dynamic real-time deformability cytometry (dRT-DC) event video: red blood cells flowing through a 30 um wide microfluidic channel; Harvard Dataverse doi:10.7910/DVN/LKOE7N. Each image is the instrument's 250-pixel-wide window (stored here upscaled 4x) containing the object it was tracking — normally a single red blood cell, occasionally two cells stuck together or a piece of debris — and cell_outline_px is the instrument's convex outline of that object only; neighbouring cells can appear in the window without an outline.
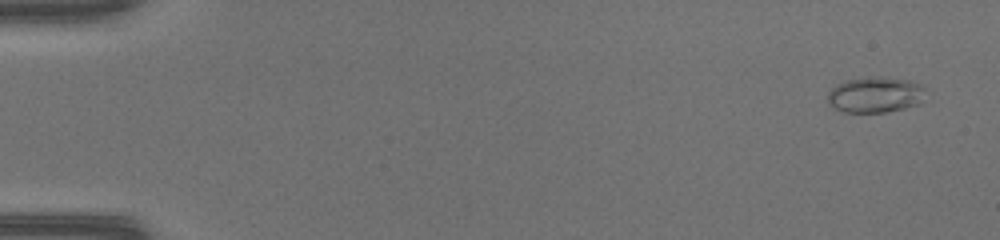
{"species": "common noctule bat (a hibernating species)", "species_latin": "Nyctalus noctula", "temperature_condition": "warm", "stored_images_in_passage": 50, "camera_frame_rate_fps": 3000, "um_per_image_px": 0.085, "animal": {"sex": "female", "body_mass_g": 17.0, "forearm_length_mm": 48.0}, "frame": {"image": 1, "passage_image": 2, "time_ms": 0.333, "image_size_px": [1000, 240], "cell_outline_px": [[924, 88], [920, 104], [904, 108], [884, 112], [844, 112], [832, 108], [828, 104], [828, 92], [836, 84], [848, 80], [868, 76], [880, 76], [908, 80], [920, 84]], "centroid_in_image_um": [74.35, 8.05], "position_along_channel_um": 10.6, "area_um2": 20.46}}
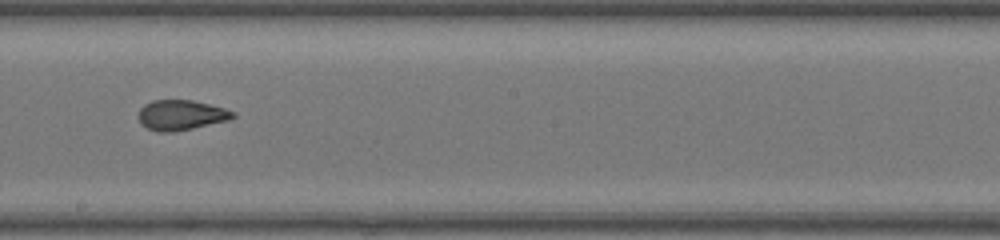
{"frame": {"image": 2, "passage_image": 29, "time_ms": 9.333, "image_size_px": [1000, 240], "cell_outline_px": [[236, 116], [228, 120], [192, 128], [172, 132], [156, 132], [140, 124], [140, 108], [144, 104], [152, 100], [192, 100], [224, 108], [236, 112]], "centroid_in_image_um": [15.39, 9.78], "position_along_channel_um": 232.8, "area_um2": 16.47}}
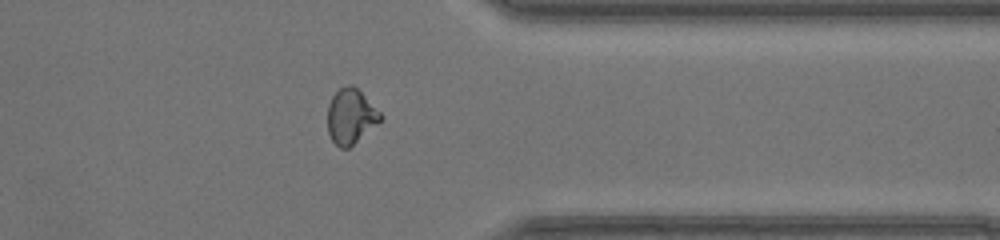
{"frame": {"image": 3, "passage_image": 40, "time_ms": 13.0, "image_size_px": [1000, 240], "cell_outline_px": [[380, 120], [348, 148], [340, 148], [332, 140], [328, 132], [328, 104], [332, 96], [340, 88], [348, 84], [352, 84], [380, 112]], "centroid_in_image_um": [29.76, 9.87], "position_along_channel_um": 381.6, "area_um2": 16.36}, "authors_computed_cell_mechanics": {"area_um2": 17.5423, "velocity_mm_per_s": 4.2431, "shape_relaxation_time_tau1_ms": null, "shape_relaxation_time_tau2_ms": 0.8351, "deformation_change_tau1": null, "deformation_change_tau2": 0.0741}}